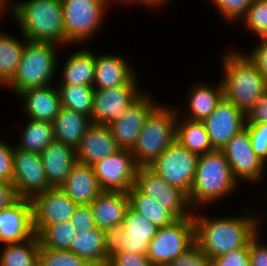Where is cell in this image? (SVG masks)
<instances>
[{"label":"cell","instance_id":"1f68e13d","mask_svg":"<svg viewBox=\"0 0 267 266\" xmlns=\"http://www.w3.org/2000/svg\"><path fill=\"white\" fill-rule=\"evenodd\" d=\"M0 32V85L5 87L16 75L27 39Z\"/></svg>","mask_w":267,"mask_h":266},{"label":"cell","instance_id":"6da1fadb","mask_svg":"<svg viewBox=\"0 0 267 266\" xmlns=\"http://www.w3.org/2000/svg\"><path fill=\"white\" fill-rule=\"evenodd\" d=\"M196 214L195 209V242L210 259L249 246L250 241L259 233L260 220L256 218V214H251V207H247L243 215L236 217L211 218L206 214Z\"/></svg>","mask_w":267,"mask_h":266},{"label":"cell","instance_id":"e575fe53","mask_svg":"<svg viewBox=\"0 0 267 266\" xmlns=\"http://www.w3.org/2000/svg\"><path fill=\"white\" fill-rule=\"evenodd\" d=\"M56 86L59 91L62 107L84 114L91 120L95 91L93 86L69 84H58Z\"/></svg>","mask_w":267,"mask_h":266},{"label":"cell","instance_id":"7bdbcfd3","mask_svg":"<svg viewBox=\"0 0 267 266\" xmlns=\"http://www.w3.org/2000/svg\"><path fill=\"white\" fill-rule=\"evenodd\" d=\"M69 223L76 228V232L90 231L96 228L91 204L77 205Z\"/></svg>","mask_w":267,"mask_h":266},{"label":"cell","instance_id":"7a4b0ae2","mask_svg":"<svg viewBox=\"0 0 267 266\" xmlns=\"http://www.w3.org/2000/svg\"><path fill=\"white\" fill-rule=\"evenodd\" d=\"M9 12L29 41L52 42L65 46L61 0H22L9 3ZM16 18V19H15Z\"/></svg>","mask_w":267,"mask_h":266},{"label":"cell","instance_id":"74e56055","mask_svg":"<svg viewBox=\"0 0 267 266\" xmlns=\"http://www.w3.org/2000/svg\"><path fill=\"white\" fill-rule=\"evenodd\" d=\"M241 21L247 30L259 37L267 29V0H253Z\"/></svg>","mask_w":267,"mask_h":266},{"label":"cell","instance_id":"3957f363","mask_svg":"<svg viewBox=\"0 0 267 266\" xmlns=\"http://www.w3.org/2000/svg\"><path fill=\"white\" fill-rule=\"evenodd\" d=\"M222 77L223 96L238 109L247 112L267 90V82L246 52L226 51Z\"/></svg>","mask_w":267,"mask_h":266},{"label":"cell","instance_id":"60d3db41","mask_svg":"<svg viewBox=\"0 0 267 266\" xmlns=\"http://www.w3.org/2000/svg\"><path fill=\"white\" fill-rule=\"evenodd\" d=\"M168 266H212L211 259L206 256L195 243L186 252L179 255Z\"/></svg>","mask_w":267,"mask_h":266},{"label":"cell","instance_id":"ab89813d","mask_svg":"<svg viewBox=\"0 0 267 266\" xmlns=\"http://www.w3.org/2000/svg\"><path fill=\"white\" fill-rule=\"evenodd\" d=\"M245 129L251 139L252 148L259 159L266 164L267 160V123L246 124Z\"/></svg>","mask_w":267,"mask_h":266},{"label":"cell","instance_id":"44dd1931","mask_svg":"<svg viewBox=\"0 0 267 266\" xmlns=\"http://www.w3.org/2000/svg\"><path fill=\"white\" fill-rule=\"evenodd\" d=\"M51 84L29 88L18 94L24 100L23 111L28 119L52 123L61 109V100L57 86Z\"/></svg>","mask_w":267,"mask_h":266},{"label":"cell","instance_id":"d4e9b609","mask_svg":"<svg viewBox=\"0 0 267 266\" xmlns=\"http://www.w3.org/2000/svg\"><path fill=\"white\" fill-rule=\"evenodd\" d=\"M91 207L96 227L105 230L122 225L129 208V197L126 192L102 191Z\"/></svg>","mask_w":267,"mask_h":266},{"label":"cell","instance_id":"5bb4252c","mask_svg":"<svg viewBox=\"0 0 267 266\" xmlns=\"http://www.w3.org/2000/svg\"><path fill=\"white\" fill-rule=\"evenodd\" d=\"M221 151L228 160L232 174L238 183L239 180L257 183L263 178L266 164L259 159L253 150L246 129L230 139Z\"/></svg>","mask_w":267,"mask_h":266},{"label":"cell","instance_id":"d590c367","mask_svg":"<svg viewBox=\"0 0 267 266\" xmlns=\"http://www.w3.org/2000/svg\"><path fill=\"white\" fill-rule=\"evenodd\" d=\"M76 233V228L69 221L48 225L38 235L40 248L69 250Z\"/></svg>","mask_w":267,"mask_h":266},{"label":"cell","instance_id":"484cf974","mask_svg":"<svg viewBox=\"0 0 267 266\" xmlns=\"http://www.w3.org/2000/svg\"><path fill=\"white\" fill-rule=\"evenodd\" d=\"M86 263L93 266H107L109 258L106 253L105 232L98 227L77 232L70 249Z\"/></svg>","mask_w":267,"mask_h":266},{"label":"cell","instance_id":"836d02e7","mask_svg":"<svg viewBox=\"0 0 267 266\" xmlns=\"http://www.w3.org/2000/svg\"><path fill=\"white\" fill-rule=\"evenodd\" d=\"M3 246L0 252V266H38L40 251L38 236Z\"/></svg>","mask_w":267,"mask_h":266},{"label":"cell","instance_id":"2e32d148","mask_svg":"<svg viewBox=\"0 0 267 266\" xmlns=\"http://www.w3.org/2000/svg\"><path fill=\"white\" fill-rule=\"evenodd\" d=\"M31 200L37 236L48 225L69 221L78 205L60 187L50 188Z\"/></svg>","mask_w":267,"mask_h":266},{"label":"cell","instance_id":"ac0fdd59","mask_svg":"<svg viewBox=\"0 0 267 266\" xmlns=\"http://www.w3.org/2000/svg\"><path fill=\"white\" fill-rule=\"evenodd\" d=\"M149 95L142 93L120 119L107 125L120 149H133L147 116L158 105Z\"/></svg>","mask_w":267,"mask_h":266},{"label":"cell","instance_id":"5b68a950","mask_svg":"<svg viewBox=\"0 0 267 266\" xmlns=\"http://www.w3.org/2000/svg\"><path fill=\"white\" fill-rule=\"evenodd\" d=\"M178 110L158 104L149 113L131 150L138 167L150 166L175 141Z\"/></svg>","mask_w":267,"mask_h":266},{"label":"cell","instance_id":"83f0119b","mask_svg":"<svg viewBox=\"0 0 267 266\" xmlns=\"http://www.w3.org/2000/svg\"><path fill=\"white\" fill-rule=\"evenodd\" d=\"M89 49H80L66 60L59 84L93 86L95 55Z\"/></svg>","mask_w":267,"mask_h":266},{"label":"cell","instance_id":"f1b7e54d","mask_svg":"<svg viewBox=\"0 0 267 266\" xmlns=\"http://www.w3.org/2000/svg\"><path fill=\"white\" fill-rule=\"evenodd\" d=\"M217 87L210 86L201 82L199 85L191 87L188 93L189 115L186 114L188 119L203 121L209 117L216 109L217 104L222 100L223 85L220 81Z\"/></svg>","mask_w":267,"mask_h":266},{"label":"cell","instance_id":"b9f144b4","mask_svg":"<svg viewBox=\"0 0 267 266\" xmlns=\"http://www.w3.org/2000/svg\"><path fill=\"white\" fill-rule=\"evenodd\" d=\"M212 266H250L249 246L211 259Z\"/></svg>","mask_w":267,"mask_h":266},{"label":"cell","instance_id":"7dc6e473","mask_svg":"<svg viewBox=\"0 0 267 266\" xmlns=\"http://www.w3.org/2000/svg\"><path fill=\"white\" fill-rule=\"evenodd\" d=\"M262 123H267V90L258 98L257 103L246 114V124Z\"/></svg>","mask_w":267,"mask_h":266},{"label":"cell","instance_id":"c3c4849f","mask_svg":"<svg viewBox=\"0 0 267 266\" xmlns=\"http://www.w3.org/2000/svg\"><path fill=\"white\" fill-rule=\"evenodd\" d=\"M259 234L249 243L250 266H267V245L260 243Z\"/></svg>","mask_w":267,"mask_h":266},{"label":"cell","instance_id":"7402d4cb","mask_svg":"<svg viewBox=\"0 0 267 266\" xmlns=\"http://www.w3.org/2000/svg\"><path fill=\"white\" fill-rule=\"evenodd\" d=\"M100 55H95V90L127 85L136 76L132 65L123 56L106 53Z\"/></svg>","mask_w":267,"mask_h":266},{"label":"cell","instance_id":"ffe728a7","mask_svg":"<svg viewBox=\"0 0 267 266\" xmlns=\"http://www.w3.org/2000/svg\"><path fill=\"white\" fill-rule=\"evenodd\" d=\"M118 150L120 148L107 125L91 124L75 148L76 160L92 166Z\"/></svg>","mask_w":267,"mask_h":266},{"label":"cell","instance_id":"f5cc1de1","mask_svg":"<svg viewBox=\"0 0 267 266\" xmlns=\"http://www.w3.org/2000/svg\"><path fill=\"white\" fill-rule=\"evenodd\" d=\"M258 38L267 40V29Z\"/></svg>","mask_w":267,"mask_h":266},{"label":"cell","instance_id":"603a6c76","mask_svg":"<svg viewBox=\"0 0 267 266\" xmlns=\"http://www.w3.org/2000/svg\"><path fill=\"white\" fill-rule=\"evenodd\" d=\"M40 154L49 186L51 188L61 187L67 179L70 169L77 163L75 148L54 141Z\"/></svg>","mask_w":267,"mask_h":266},{"label":"cell","instance_id":"e0dca14e","mask_svg":"<svg viewBox=\"0 0 267 266\" xmlns=\"http://www.w3.org/2000/svg\"><path fill=\"white\" fill-rule=\"evenodd\" d=\"M203 123L213 149L221 150L230 139L245 129L246 114L223 97Z\"/></svg>","mask_w":267,"mask_h":266},{"label":"cell","instance_id":"8fae6325","mask_svg":"<svg viewBox=\"0 0 267 266\" xmlns=\"http://www.w3.org/2000/svg\"><path fill=\"white\" fill-rule=\"evenodd\" d=\"M134 186L170 211L177 219L190 217L194 211L188 195L177 187L170 186L149 167H137Z\"/></svg>","mask_w":267,"mask_h":266},{"label":"cell","instance_id":"8d00e7d4","mask_svg":"<svg viewBox=\"0 0 267 266\" xmlns=\"http://www.w3.org/2000/svg\"><path fill=\"white\" fill-rule=\"evenodd\" d=\"M82 258L70 250L40 248L38 266H88Z\"/></svg>","mask_w":267,"mask_h":266},{"label":"cell","instance_id":"ee69618b","mask_svg":"<svg viewBox=\"0 0 267 266\" xmlns=\"http://www.w3.org/2000/svg\"><path fill=\"white\" fill-rule=\"evenodd\" d=\"M14 145L0 140V182H12Z\"/></svg>","mask_w":267,"mask_h":266},{"label":"cell","instance_id":"f6af8a7d","mask_svg":"<svg viewBox=\"0 0 267 266\" xmlns=\"http://www.w3.org/2000/svg\"><path fill=\"white\" fill-rule=\"evenodd\" d=\"M107 266H154L147 256L131 252H119L109 258Z\"/></svg>","mask_w":267,"mask_h":266},{"label":"cell","instance_id":"d6986e66","mask_svg":"<svg viewBox=\"0 0 267 266\" xmlns=\"http://www.w3.org/2000/svg\"><path fill=\"white\" fill-rule=\"evenodd\" d=\"M37 237L34 229L32 200L18 198L0 210V243L13 244Z\"/></svg>","mask_w":267,"mask_h":266},{"label":"cell","instance_id":"7c38bea8","mask_svg":"<svg viewBox=\"0 0 267 266\" xmlns=\"http://www.w3.org/2000/svg\"><path fill=\"white\" fill-rule=\"evenodd\" d=\"M142 93L136 76L127 85L95 90L91 124L109 125L120 119Z\"/></svg>","mask_w":267,"mask_h":266},{"label":"cell","instance_id":"9c48e42d","mask_svg":"<svg viewBox=\"0 0 267 266\" xmlns=\"http://www.w3.org/2000/svg\"><path fill=\"white\" fill-rule=\"evenodd\" d=\"M195 243V222L192 215L158 228L149 243L146 256L154 266H168Z\"/></svg>","mask_w":267,"mask_h":266},{"label":"cell","instance_id":"cb8c5ba5","mask_svg":"<svg viewBox=\"0 0 267 266\" xmlns=\"http://www.w3.org/2000/svg\"><path fill=\"white\" fill-rule=\"evenodd\" d=\"M76 204H91L103 191L92 166L76 163L60 187Z\"/></svg>","mask_w":267,"mask_h":266},{"label":"cell","instance_id":"816d5d0a","mask_svg":"<svg viewBox=\"0 0 267 266\" xmlns=\"http://www.w3.org/2000/svg\"><path fill=\"white\" fill-rule=\"evenodd\" d=\"M5 12L9 14V2L8 0H0V19L3 18Z\"/></svg>","mask_w":267,"mask_h":266},{"label":"cell","instance_id":"52a82bcc","mask_svg":"<svg viewBox=\"0 0 267 266\" xmlns=\"http://www.w3.org/2000/svg\"><path fill=\"white\" fill-rule=\"evenodd\" d=\"M111 0H61L64 27L65 46L70 43L81 44L90 41L95 33L100 31L105 13Z\"/></svg>","mask_w":267,"mask_h":266},{"label":"cell","instance_id":"8992f818","mask_svg":"<svg viewBox=\"0 0 267 266\" xmlns=\"http://www.w3.org/2000/svg\"><path fill=\"white\" fill-rule=\"evenodd\" d=\"M57 46L60 45L27 40L16 75L6 86L18 95L29 88L52 84L59 63Z\"/></svg>","mask_w":267,"mask_h":266},{"label":"cell","instance_id":"277c9868","mask_svg":"<svg viewBox=\"0 0 267 266\" xmlns=\"http://www.w3.org/2000/svg\"><path fill=\"white\" fill-rule=\"evenodd\" d=\"M230 164L221 150L198 157L195 178L188 199L192 208L203 209L222 197L225 198L239 186Z\"/></svg>","mask_w":267,"mask_h":266},{"label":"cell","instance_id":"f546056e","mask_svg":"<svg viewBox=\"0 0 267 266\" xmlns=\"http://www.w3.org/2000/svg\"><path fill=\"white\" fill-rule=\"evenodd\" d=\"M176 121V141L198 156L214 151L203 121L179 116ZM184 118V119H183Z\"/></svg>","mask_w":267,"mask_h":266},{"label":"cell","instance_id":"d6a6232c","mask_svg":"<svg viewBox=\"0 0 267 266\" xmlns=\"http://www.w3.org/2000/svg\"><path fill=\"white\" fill-rule=\"evenodd\" d=\"M23 127L21 140L14 145L23 151L40 154L50 143L55 141L53 125L46 121L32 119Z\"/></svg>","mask_w":267,"mask_h":266},{"label":"cell","instance_id":"9a60e30c","mask_svg":"<svg viewBox=\"0 0 267 266\" xmlns=\"http://www.w3.org/2000/svg\"><path fill=\"white\" fill-rule=\"evenodd\" d=\"M137 165L131 150L120 149L92 165L103 191L128 192L135 182Z\"/></svg>","mask_w":267,"mask_h":266},{"label":"cell","instance_id":"681fc988","mask_svg":"<svg viewBox=\"0 0 267 266\" xmlns=\"http://www.w3.org/2000/svg\"><path fill=\"white\" fill-rule=\"evenodd\" d=\"M17 199L12 182H0V210L9 207Z\"/></svg>","mask_w":267,"mask_h":266},{"label":"cell","instance_id":"4316f807","mask_svg":"<svg viewBox=\"0 0 267 266\" xmlns=\"http://www.w3.org/2000/svg\"><path fill=\"white\" fill-rule=\"evenodd\" d=\"M52 125L55 141L76 148L91 125V120L84 114L61 107Z\"/></svg>","mask_w":267,"mask_h":266},{"label":"cell","instance_id":"4dcf8cb0","mask_svg":"<svg viewBox=\"0 0 267 266\" xmlns=\"http://www.w3.org/2000/svg\"><path fill=\"white\" fill-rule=\"evenodd\" d=\"M129 207L143 215L157 228L172 224L177 218L155 199L141 193L135 186L128 192Z\"/></svg>","mask_w":267,"mask_h":266},{"label":"cell","instance_id":"30bf717a","mask_svg":"<svg viewBox=\"0 0 267 266\" xmlns=\"http://www.w3.org/2000/svg\"><path fill=\"white\" fill-rule=\"evenodd\" d=\"M198 157L175 140L148 167L170 186L177 187L189 195L195 178Z\"/></svg>","mask_w":267,"mask_h":266},{"label":"cell","instance_id":"bcb514c9","mask_svg":"<svg viewBox=\"0 0 267 266\" xmlns=\"http://www.w3.org/2000/svg\"><path fill=\"white\" fill-rule=\"evenodd\" d=\"M260 39L258 44L250 51H247L248 57L255 63L259 72L267 82V40Z\"/></svg>","mask_w":267,"mask_h":266},{"label":"cell","instance_id":"ba28073f","mask_svg":"<svg viewBox=\"0 0 267 266\" xmlns=\"http://www.w3.org/2000/svg\"><path fill=\"white\" fill-rule=\"evenodd\" d=\"M157 230L153 223L129 207L122 225L104 230L108 258L119 252L146 256Z\"/></svg>","mask_w":267,"mask_h":266},{"label":"cell","instance_id":"4fadbf2b","mask_svg":"<svg viewBox=\"0 0 267 266\" xmlns=\"http://www.w3.org/2000/svg\"><path fill=\"white\" fill-rule=\"evenodd\" d=\"M12 184L18 198L32 199L51 188L41 154L23 151L14 146Z\"/></svg>","mask_w":267,"mask_h":266},{"label":"cell","instance_id":"f907efd6","mask_svg":"<svg viewBox=\"0 0 267 266\" xmlns=\"http://www.w3.org/2000/svg\"><path fill=\"white\" fill-rule=\"evenodd\" d=\"M122 3L124 2L125 3V1H126V3L127 2H129V4H132V3H135V4H138L139 3V5L141 4H143L144 6H150V7H161L162 5L164 6V4H167V3H169L171 0H120Z\"/></svg>","mask_w":267,"mask_h":266},{"label":"cell","instance_id":"f35d334b","mask_svg":"<svg viewBox=\"0 0 267 266\" xmlns=\"http://www.w3.org/2000/svg\"><path fill=\"white\" fill-rule=\"evenodd\" d=\"M222 17L228 22L241 21L253 0H211Z\"/></svg>","mask_w":267,"mask_h":266}]
</instances>
